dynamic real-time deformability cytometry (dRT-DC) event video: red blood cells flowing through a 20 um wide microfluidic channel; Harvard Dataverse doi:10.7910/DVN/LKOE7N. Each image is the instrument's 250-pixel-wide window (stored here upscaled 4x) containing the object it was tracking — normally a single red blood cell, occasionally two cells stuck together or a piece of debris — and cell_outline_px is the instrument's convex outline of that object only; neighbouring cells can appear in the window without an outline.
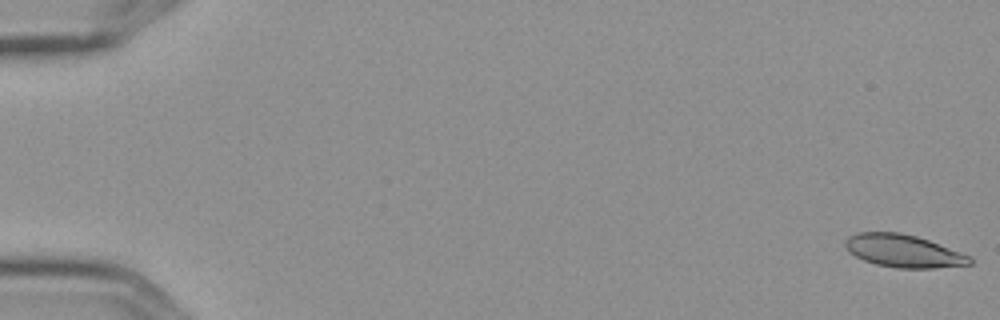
{"species": "Egyptian fruit bat (a non-hibernating species)", "species_latin": "Rousettus aegyptiacus", "temperature_condition": "cold", "stored_images_in_passage": 7, "camera_frame_rate_fps": 3000, "um_per_image_px": 0.085, "frame": {"image": 1, "passage_image": 1, "time_ms": 0.0, "image_size_px": [1000, 320], "cell_outline_px": [[972, 264], [936, 268], [896, 268], [876, 264], [864, 260], [848, 252], [844, 244], [844, 240], [848, 236], [860, 232], [900, 232], [916, 236], [928, 240], [972, 256]], "centroid_in_image_um": [76.79, 21.33], "position_along_channel_um": 8.2, "area_um2": 23.81}}
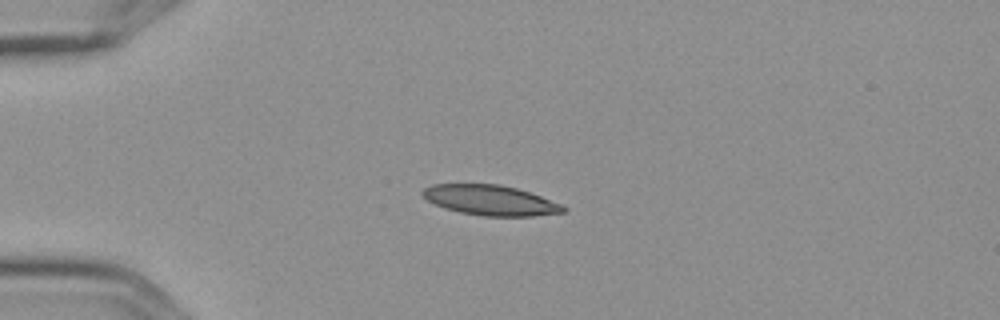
{"frame": {"image": 2, "passage_image": 5, "time_ms": 1.333, "image_size_px": [1000, 320], "cell_outline_px": [[568, 208], [564, 212], [532, 216], [484, 216], [460, 212], [444, 208], [428, 200], [420, 192], [424, 188], [432, 184], [500, 184], [516, 188], [564, 204]], "centroid_in_image_um": [41.71, 17.02], "position_along_channel_um": 43.3, "area_um2": 24.68}}
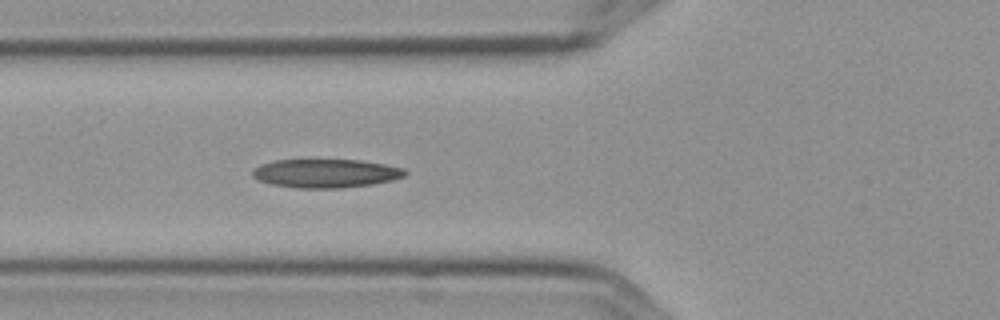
{"frame": {"image": 3, "passage_image": 7, "time_ms": 2.0, "image_size_px": [1000, 320], "cell_outline_px": [[408, 172], [404, 176], [392, 180], [372, 184], [340, 188], [300, 188], [272, 184], [260, 180], [252, 176], [252, 172], [260, 164], [276, 160], [360, 160], [384, 164], [404, 168]], "centroid_in_image_um": [27.72, 14.73], "position_along_channel_um": 98.1, "area_um2": 25.26}}